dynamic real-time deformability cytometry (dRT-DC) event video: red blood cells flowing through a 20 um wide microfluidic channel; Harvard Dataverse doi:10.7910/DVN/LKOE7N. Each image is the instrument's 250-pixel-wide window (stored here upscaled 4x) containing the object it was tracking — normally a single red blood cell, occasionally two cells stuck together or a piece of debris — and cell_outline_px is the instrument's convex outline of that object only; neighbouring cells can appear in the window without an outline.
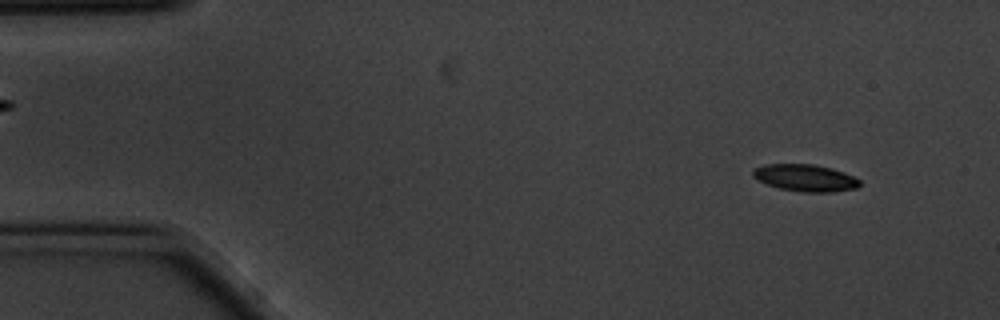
{"species": "common noctule bat (a hibernating species)", "species_latin": "Nyctalus noctula", "temperature_condition": "cold", "stored_images_in_passage": 56, "camera_frame_rate_fps": 3000, "um_per_image_px": 0.085, "animal": {"sex": "male", "body_mass_g": 20.1, "forearm_length_mm": 53.5}, "frame": {"image": 1, "passage_image": 4, "time_ms": 1.0, "image_size_px": [1000, 320], "cell_outline_px": [[860, 184], [856, 188], [832, 192], [804, 192], [780, 188], [756, 180], [752, 176], [752, 172], [756, 168], [764, 164], [812, 164], [832, 168], [844, 172], [860, 180]], "centroid_in_image_um": [68.44, 15.11], "position_along_channel_um": 16.6, "area_um2": 16.7}}
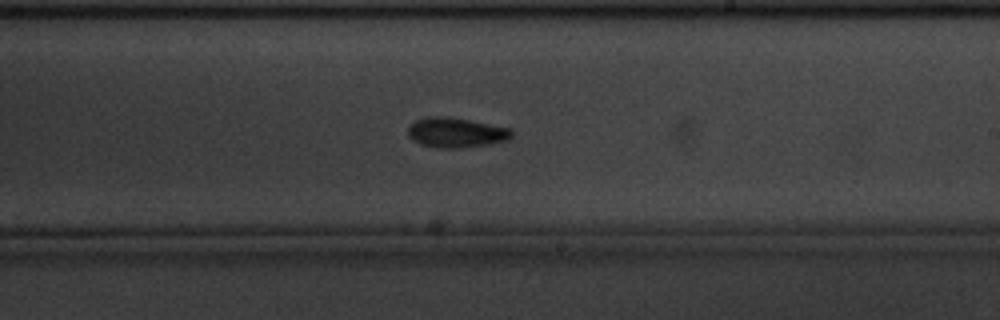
{"frame": {"image": 2, "passage_image": 32, "time_ms": 10.333, "image_size_px": [1000, 320], "cell_outline_px": [[512, 136], [508, 140], [488, 144], [456, 148], [440, 148], [420, 144], [412, 140], [408, 136], [408, 128], [416, 120], [428, 116], [448, 116], [512, 128]], "centroid_in_image_um": [38.76, 11.26], "position_along_channel_um": 250.2, "area_um2": 18.09}}
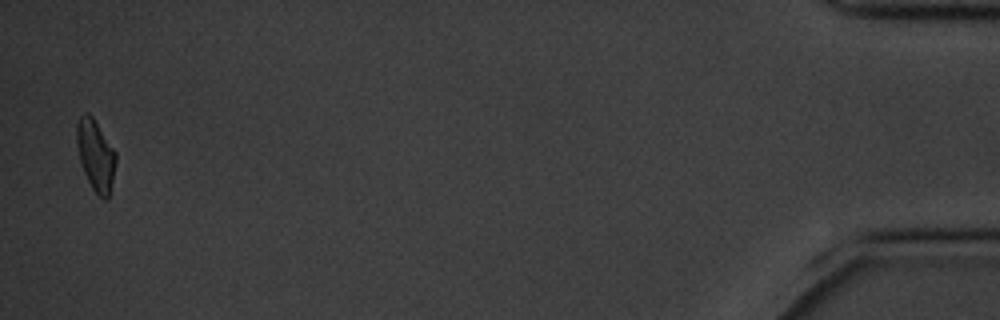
{"frame": {"image": 3, "passage_image": 55, "time_ms": 18.0, "image_size_px": [1000, 320], "cell_outline_px": [[116, 164], [108, 200], [104, 200], [92, 188], [84, 172], [80, 160], [76, 144], [76, 124], [80, 116], [84, 112], [88, 112], [92, 116], [116, 152]], "centroid_in_image_um": [8.12, 13.18], "position_along_channel_um": 427.1, "area_um2": 16.18}, "authors_computed_cell_mechanics": {"area_um2": 16.8776, "velocity_mm_per_s": 3.4784, "shape_relaxation_time_tau1_ms": 2.6178, "shape_relaxation_time_tau2_ms": null, "deformation_change_tau1": 0.1221, "deformation_change_tau2": null}}